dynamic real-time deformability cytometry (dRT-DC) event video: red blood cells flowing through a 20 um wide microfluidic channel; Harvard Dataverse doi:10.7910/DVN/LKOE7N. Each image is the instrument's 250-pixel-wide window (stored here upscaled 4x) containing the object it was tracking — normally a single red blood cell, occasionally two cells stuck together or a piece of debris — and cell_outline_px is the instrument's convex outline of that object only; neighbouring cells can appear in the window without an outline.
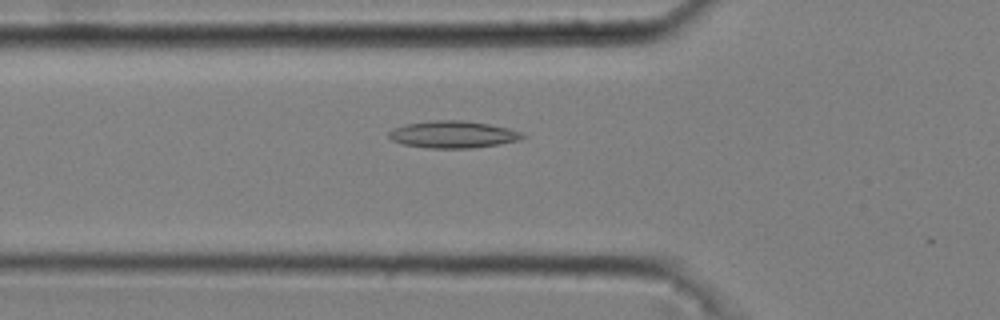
{"species": "common noctule bat (a hibernating species)", "species_latin": "Nyctalus noctula", "temperature_condition": "cold", "stored_images_in_passage": 44, "camera_frame_rate_fps": 3000, "um_per_image_px": 0.085, "animal": {"sex": "male", "body_mass_g": 20.4}, "frame": {"image": 1, "passage_image": 18, "time_ms": 5.667, "image_size_px": [1000, 320], "cell_outline_px": [[528, 136], [520, 140], [472, 148], [428, 148], [404, 144], [392, 140], [388, 136], [388, 132], [392, 128], [404, 124], [432, 120], [464, 120], [488, 124], [508, 128], [524, 132]], "centroid_in_image_um": [38.51, 11.42], "position_along_channel_um": 87.3, "area_um2": 21.21}}
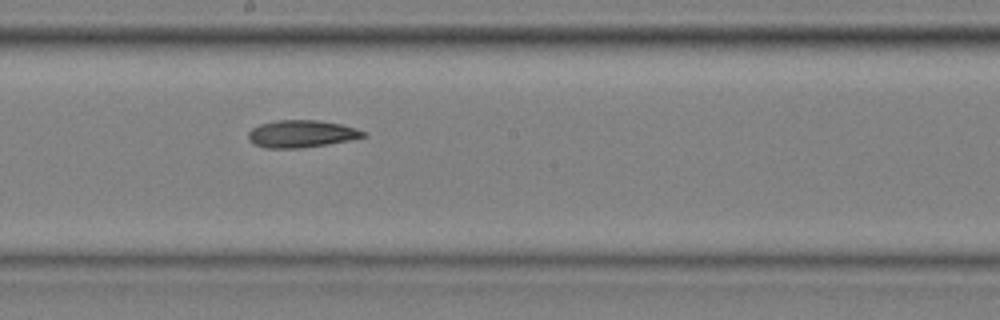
{"frame": {"image": 2, "passage_image": 29, "time_ms": 9.333, "image_size_px": [1000, 320], "cell_outline_px": [[368, 136], [352, 140], [300, 148], [264, 148], [248, 140], [248, 132], [252, 128], [260, 124], [276, 120], [316, 120], [340, 124], [356, 128], [368, 132]], "centroid_in_image_um": [25.65, 11.37], "position_along_channel_um": 222.5, "area_um2": 18.38}}
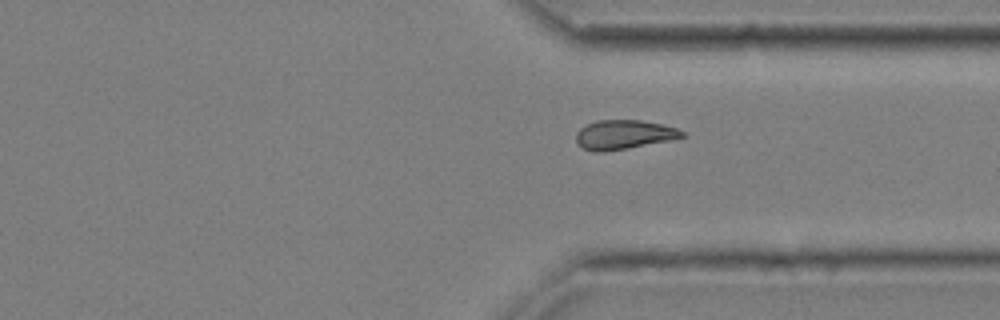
{"frame": {"image": 3, "passage_image": 40, "time_ms": 13.0, "image_size_px": [1000, 320], "cell_outline_px": [[688, 136], [628, 148], [604, 152], [592, 152], [584, 148], [576, 140], [576, 132], [580, 128], [596, 120], [640, 120], [660, 124], [676, 128], [684, 132]], "centroid_in_image_um": [53.01, 11.44], "position_along_channel_um": 358.4, "area_um2": 17.92}}